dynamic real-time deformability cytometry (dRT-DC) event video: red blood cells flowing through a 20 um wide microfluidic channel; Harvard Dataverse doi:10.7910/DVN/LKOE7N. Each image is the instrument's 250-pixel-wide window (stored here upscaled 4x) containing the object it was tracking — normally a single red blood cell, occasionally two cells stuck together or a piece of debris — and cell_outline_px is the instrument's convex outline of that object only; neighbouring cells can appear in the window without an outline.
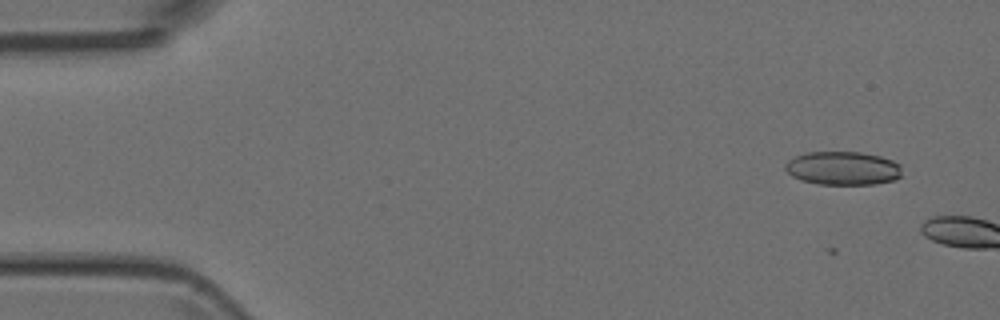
{"species": "Egyptian fruit bat (a non-hibernating species)", "species_latin": "Rousettus aegyptiacus", "temperature_condition": "room temperature", "stored_images_in_passage": 8, "camera_frame_rate_fps": 3000, "um_per_image_px": 0.085, "animal": {"sex": "female"}, "frame": {"image": 1, "passage_image": 3, "time_ms": 0.667, "image_size_px": [1000, 320], "cell_outline_px": [[900, 176], [896, 180], [876, 184], [820, 184], [800, 180], [792, 176], [784, 168], [784, 164], [788, 160], [796, 156], [808, 152], [860, 152], [880, 156], [892, 160], [900, 164]], "centroid_in_image_um": [71.64, 14.3], "position_along_channel_um": 13.4, "area_um2": 22.83}}